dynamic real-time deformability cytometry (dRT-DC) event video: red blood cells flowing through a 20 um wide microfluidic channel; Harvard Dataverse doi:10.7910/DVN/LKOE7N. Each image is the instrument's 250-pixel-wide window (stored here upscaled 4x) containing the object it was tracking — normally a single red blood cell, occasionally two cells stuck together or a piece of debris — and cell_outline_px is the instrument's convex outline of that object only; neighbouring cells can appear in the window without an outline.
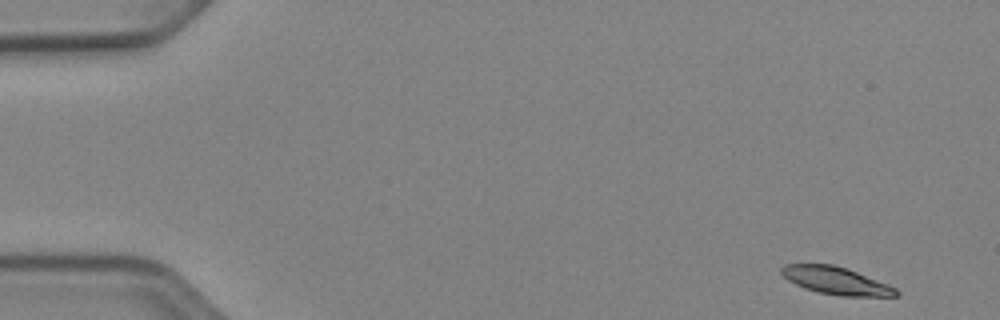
{"species": "Egyptian fruit bat (a non-hibernating species)", "species_latin": "Rousettus aegyptiacus", "temperature_condition": "cold", "stored_images_in_passage": 50, "camera_frame_rate_fps": 3000, "um_per_image_px": 0.085, "animal": {"sex": "female"}, "frame": {"image": 1, "passage_image": 1, "time_ms": 0.0, "image_size_px": [1000, 320], "cell_outline_px": [[900, 296], [840, 296], [820, 292], [804, 288], [788, 280], [780, 272], [780, 268], [784, 264], [832, 264], [848, 268], [888, 284], [896, 288], [900, 292]], "centroid_in_image_um": [71.08, 23.85], "position_along_channel_um": 13.9, "area_um2": 18.44}}
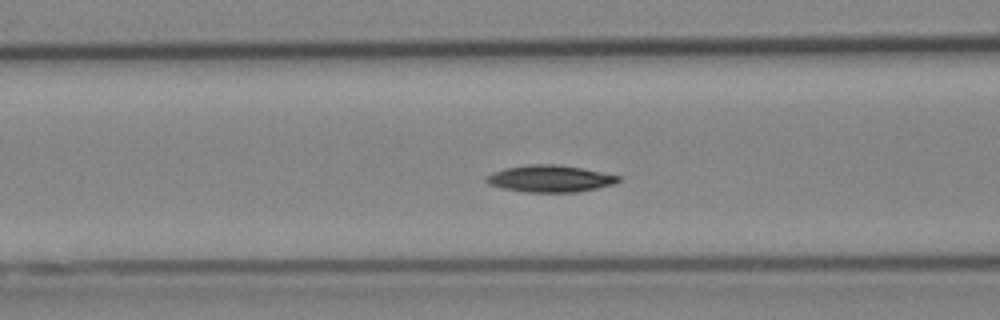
{"frame": {"image": 2, "passage_image": 19, "time_ms": 6.0, "image_size_px": [1000, 320], "cell_outline_px": [[620, 180], [616, 184], [576, 192], [524, 192], [504, 188], [488, 184], [484, 180], [484, 176], [492, 172], [504, 168], [528, 164], [556, 164], [580, 168], [620, 176]], "centroid_in_image_um": [46.7, 15.18], "position_along_channel_um": 119.9, "area_um2": 20.69}}
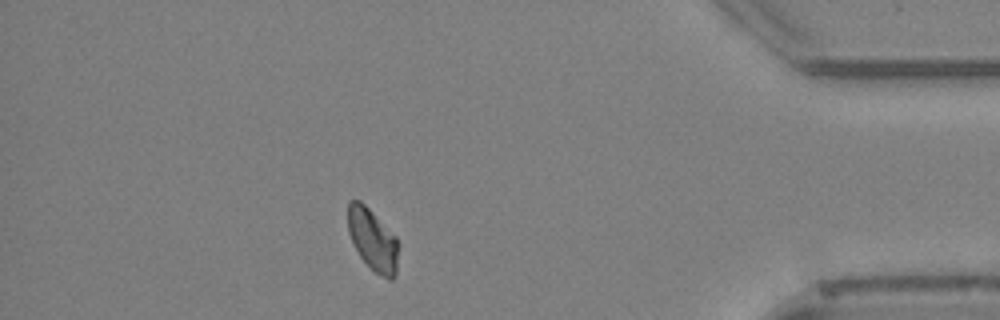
{"frame": {"image": 3, "passage_image": 44, "time_ms": 14.333, "image_size_px": [1000, 320], "cell_outline_px": [[400, 244], [396, 276], [392, 280], [388, 280], [380, 276], [360, 256], [348, 232], [348, 204], [352, 200], [360, 200], [396, 236]], "centroid_in_image_um": [31.73, 20.41], "position_along_channel_um": 403.5, "area_um2": 18.26}, "authors_computed_cell_mechanics": {"area_um2": 19.363, "velocity_mm_per_s": 3.8875, "shape_relaxation_time_tau1_ms": 3.4403, "shape_relaxation_time_tau2_ms": null, "deformation_change_tau1": 0.1014, "deformation_change_tau2": null}}